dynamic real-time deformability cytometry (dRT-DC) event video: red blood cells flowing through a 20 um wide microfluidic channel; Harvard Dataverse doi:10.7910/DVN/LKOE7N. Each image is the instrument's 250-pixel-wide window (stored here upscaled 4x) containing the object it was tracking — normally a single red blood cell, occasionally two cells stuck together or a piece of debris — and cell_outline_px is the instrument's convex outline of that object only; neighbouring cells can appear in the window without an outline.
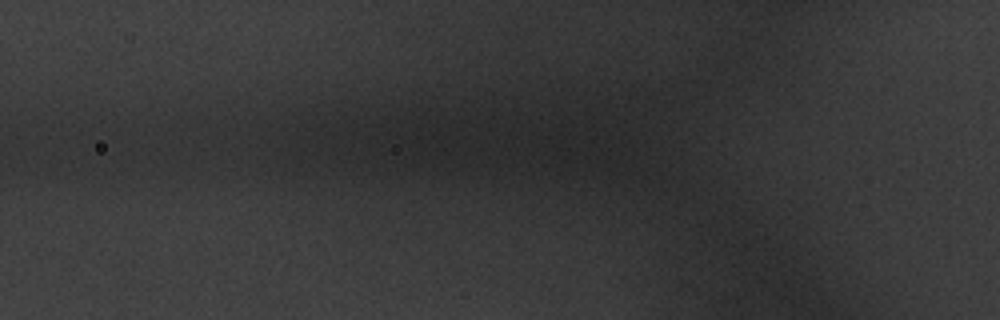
{"species": "common noctule bat (a hibernating species)", "species_latin": "Nyctalus noctula", "temperature_condition": "warm", "stored_images_in_passage": 10, "segment_of_instrument_passage": [2, 2], "camera_frame_rate_fps": 3000, "um_per_image_px": 0.085, "animal": {"sex": "male", "body_mass_g": 20.1, "forearm_length_mm": 53.5}, "frame": {"image": 1, "passage_image": 3, "time_ms": 0.667, "image_size_px": [1000, 320], "cell_outline_px": [[380, 124], [368, 136], [332, 160], [312, 128], [320, 124], [352, 120]], "centroid_in_image_um": [29.13, 11.5], "position_along_channel_um": 96.7, "area_um2": 10.4}}